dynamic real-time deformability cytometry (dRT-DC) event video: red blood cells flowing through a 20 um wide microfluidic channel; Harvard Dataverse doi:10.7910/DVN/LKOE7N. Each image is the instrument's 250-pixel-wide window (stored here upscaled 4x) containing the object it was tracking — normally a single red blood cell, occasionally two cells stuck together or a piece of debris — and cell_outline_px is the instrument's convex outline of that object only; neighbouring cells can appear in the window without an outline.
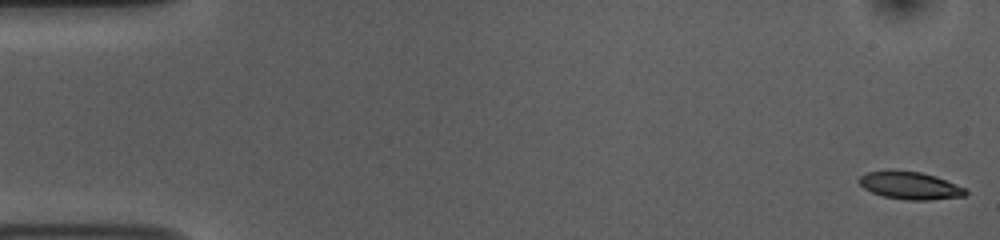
{"species": "common noctule bat (a hibernating species)", "species_latin": "Nyctalus noctula", "temperature_condition": "room temperature", "stored_images_in_passage": 53, "camera_frame_rate_fps": 3000, "um_per_image_px": 0.085, "animal": {"sex": "female", "body_mass_g": 10.0, "forearm_length_mm": 53.1}, "frame": {"image": 1, "passage_image": 1, "time_ms": 0.0, "image_size_px": [1000, 240], "cell_outline_px": [[968, 192], [964, 196], [928, 200], [904, 200], [884, 196], [872, 192], [864, 188], [856, 180], [860, 176], [868, 172], [892, 168], [920, 172], [936, 176], [964, 188]], "centroid_in_image_um": [77.29, 15.74], "position_along_channel_um": 7.7, "area_um2": 17.34}}
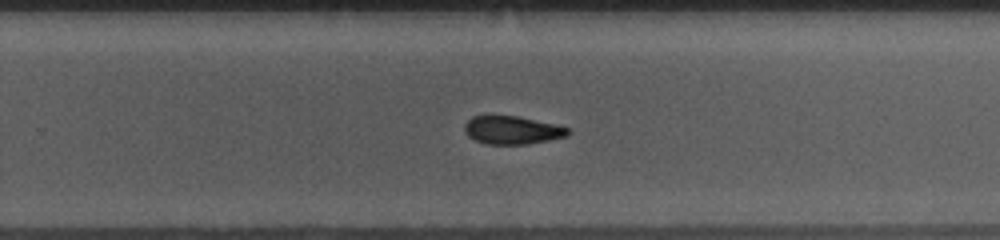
{"frame": {"image": 2, "passage_image": 34, "time_ms": 11.0, "image_size_px": [1000, 240], "cell_outline_px": [[572, 132], [568, 136], [528, 144], [488, 144], [476, 140], [468, 136], [464, 132], [464, 124], [472, 116], [516, 116], [556, 124], [568, 128]], "centroid_in_image_um": [43.55, 11.06], "position_along_channel_um": 286.3, "area_um2": 16.94}}
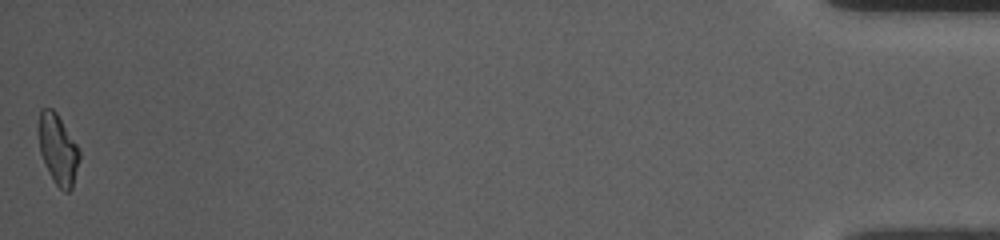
{"frame": {"image": 3, "passage_image": 53, "time_ms": 17.333, "image_size_px": [1000, 240], "cell_outline_px": [[80, 160], [72, 188], [68, 192], [64, 192], [56, 184], [48, 172], [40, 152], [36, 132], [36, 128], [40, 108], [52, 108], [56, 112], [76, 144], [80, 152]], "centroid_in_image_um": [4.88, 12.66], "position_along_channel_um": 430.3, "area_um2": 16.99}, "authors_computed_cell_mechanics": {"area_um2": 17.4556, "velocity_mm_per_s": 3.7744, "shape_relaxation_time_tau1_ms": 4.7136, "shape_relaxation_time_tau2_ms": 6.9011, "deformation_change_tau1": 0.146, "deformation_change_tau2": 0.1561}}